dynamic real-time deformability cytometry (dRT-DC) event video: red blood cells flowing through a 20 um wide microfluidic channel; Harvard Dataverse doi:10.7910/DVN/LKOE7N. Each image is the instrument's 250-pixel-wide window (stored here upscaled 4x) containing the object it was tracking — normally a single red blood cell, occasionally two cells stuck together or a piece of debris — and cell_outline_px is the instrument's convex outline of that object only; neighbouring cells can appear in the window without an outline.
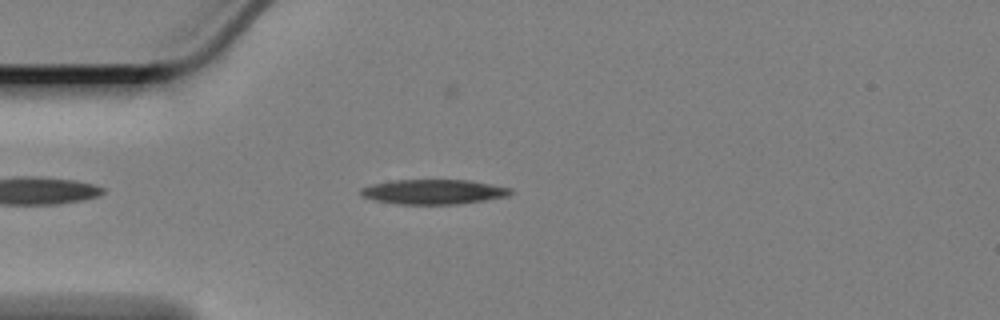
{"species": "Egyptian fruit bat (a non-hibernating species)", "species_latin": "Rousettus aegyptiacus", "temperature_condition": "cold", "stored_images_in_passage": 49, "camera_frame_rate_fps": 3000, "um_per_image_px": 0.085, "animal": {"sex": "female"}, "frame": {"image": 1, "passage_image": 7, "time_ms": 2.0, "image_size_px": [1000, 320], "cell_outline_px": [[512, 192], [508, 196], [484, 200], [456, 204], [396, 204], [376, 200], [360, 196], [360, 188], [372, 184], [396, 180], [468, 180], [512, 188]], "centroid_in_image_um": [36.82, 16.3], "position_along_channel_um": 48.2, "area_um2": 21.5}}
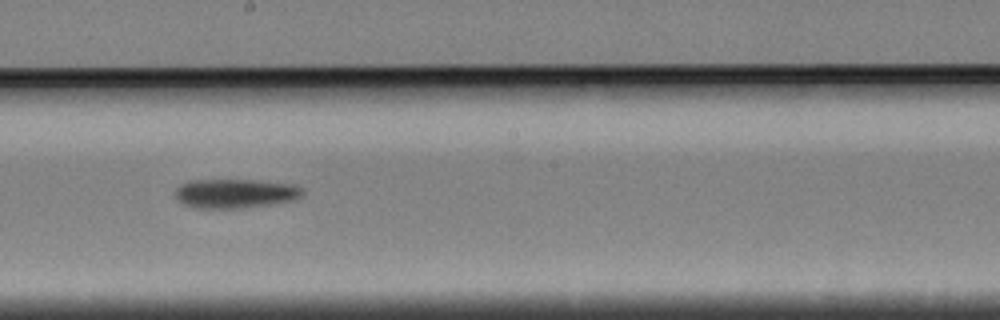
{"frame": {"image": 2, "passage_image": 24, "time_ms": 7.667, "image_size_px": [1000, 320], "cell_outline_px": [[304, 196], [296, 200], [272, 204], [244, 208], [196, 208], [184, 204], [176, 196], [176, 188], [180, 184], [188, 180], [252, 180], [292, 184], [300, 188], [304, 192]], "centroid_in_image_um": [20.02, 16.45], "position_along_channel_um": 228.2, "area_um2": 21.73}}
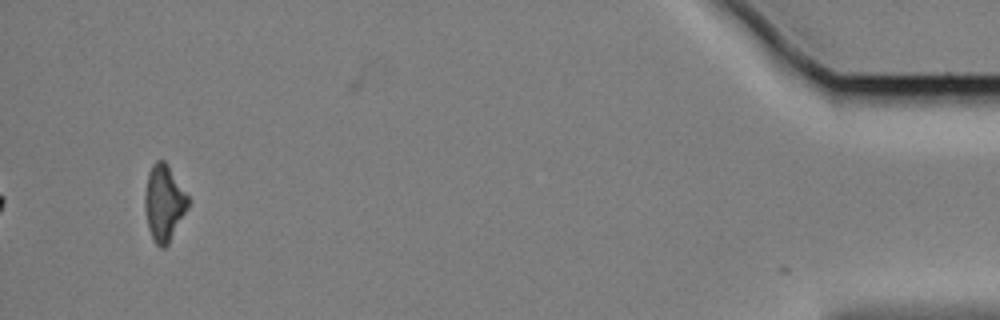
{"frame": {"image": 3, "passage_image": 48, "time_ms": 15.667, "image_size_px": [1000, 320], "cell_outline_px": [[192, 200], [188, 208], [168, 244], [164, 248], [160, 248], [156, 244], [148, 228], [144, 208], [144, 192], [148, 172], [152, 164], [156, 160], [164, 160], [168, 164]], "centroid_in_image_um": [13.95, 17.21], "position_along_channel_um": 421.2, "area_um2": 19.59}, "authors_computed_cell_mechanics": {"area_um2": 21.1548, "velocity_mm_per_s": 3.3729, "shape_relaxation_time_tau1_ms": 4.9399, "shape_relaxation_time_tau2_ms": null, "deformation_change_tau1": 0.1397, "deformation_change_tau2": null}}